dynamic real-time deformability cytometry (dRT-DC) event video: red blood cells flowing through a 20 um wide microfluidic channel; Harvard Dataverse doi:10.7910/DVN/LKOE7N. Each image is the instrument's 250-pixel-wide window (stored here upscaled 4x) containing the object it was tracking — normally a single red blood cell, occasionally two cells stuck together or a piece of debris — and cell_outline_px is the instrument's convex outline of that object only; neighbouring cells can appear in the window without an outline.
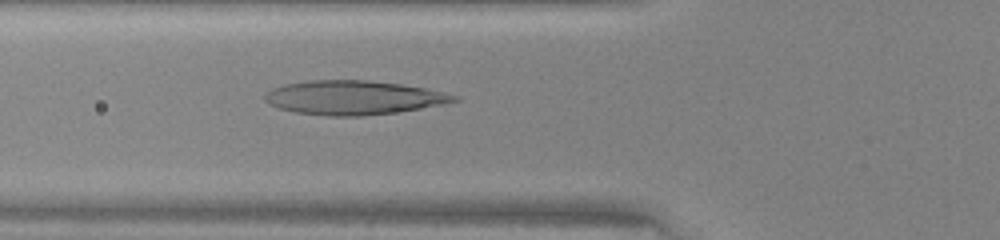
{"species": "human", "species_latin": "Homo sapiens", "temperature_condition": "warm", "stored_images_in_passage": 46, "camera_frame_rate_fps": 3000, "um_per_image_px": 0.085, "donor": {"sex": "female"}, "frame": {"image": 1, "passage_image": 17, "time_ms": 5.333, "image_size_px": [1000, 240], "cell_outline_px": [[460, 100], [444, 104], [420, 108], [392, 112], [360, 116], [328, 116], [296, 112], [280, 108], [268, 104], [264, 100], [264, 96], [272, 88], [284, 84], [308, 80], [368, 80], [400, 84], [424, 88], [444, 92], [460, 96]], "centroid_in_image_um": [30.03, 8.29], "position_along_channel_um": 95.8, "area_um2": 37.4}}
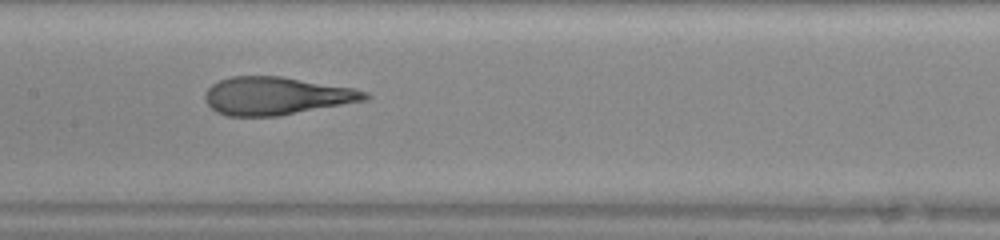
{"frame": {"image": 2, "passage_image": 23, "time_ms": 7.333, "image_size_px": [1000, 240], "cell_outline_px": [[372, 96], [368, 100], [280, 116], [228, 116], [216, 112], [204, 100], [204, 92], [212, 84], [220, 80], [232, 76], [280, 76], [352, 88], [368, 92]], "centroid_in_image_um": [23.49, 8.16], "position_along_channel_um": 183.9, "area_um2": 35.43}}
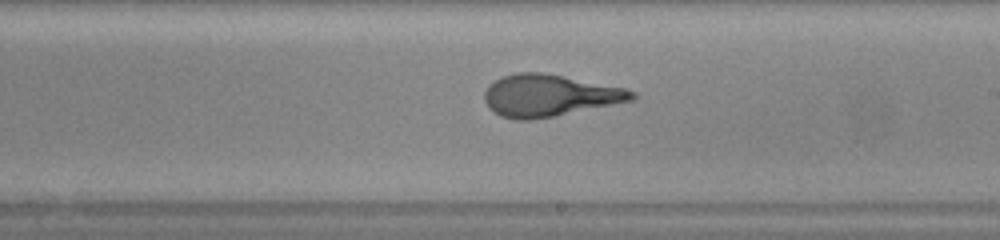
{"frame": {"image": 3, "passage_image": 27, "time_ms": 8.667, "image_size_px": [1000, 240], "cell_outline_px": [[640, 96], [636, 100], [532, 120], [516, 120], [500, 116], [492, 112], [488, 108], [484, 100], [484, 92], [488, 84], [500, 76], [516, 72], [544, 72], [624, 88], [636, 92]], "centroid_in_image_um": [46.66, 8.11], "position_along_channel_um": 242.3, "area_um2": 36.41}}